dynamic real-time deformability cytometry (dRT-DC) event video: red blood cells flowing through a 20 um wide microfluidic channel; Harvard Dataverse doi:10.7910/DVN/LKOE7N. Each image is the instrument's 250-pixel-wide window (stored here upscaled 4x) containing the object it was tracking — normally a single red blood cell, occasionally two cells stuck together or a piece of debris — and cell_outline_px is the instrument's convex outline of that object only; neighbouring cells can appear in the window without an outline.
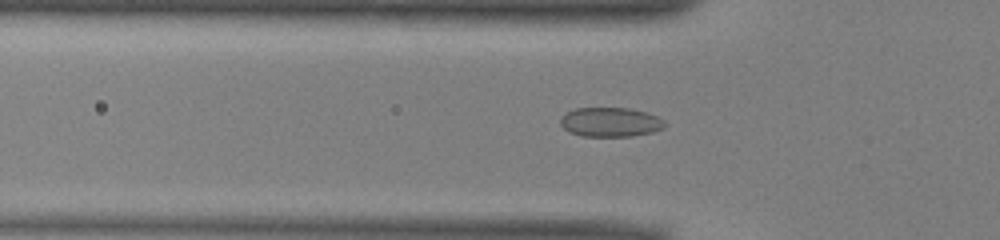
{"species": "common noctule bat (a hibernating species)", "species_latin": "Nyctalus noctula", "temperature_condition": "warm", "stored_images_in_passage": 45, "camera_frame_rate_fps": 3000, "um_per_image_px": 0.085, "animal": {"sex": "male", "body_mass_g": 13.0, "forearm_length_mm": 53.1}, "frame": {"image": 1, "passage_image": 15, "time_ms": 4.667, "image_size_px": [1000, 240], "cell_outline_px": [[664, 128], [652, 132], [632, 136], [580, 136], [568, 132], [560, 124], [560, 120], [568, 112], [576, 108], [628, 108], [644, 112], [656, 116], [664, 120]], "centroid_in_image_um": [51.87, 10.39], "position_along_channel_um": 73.9, "area_um2": 17.69}}
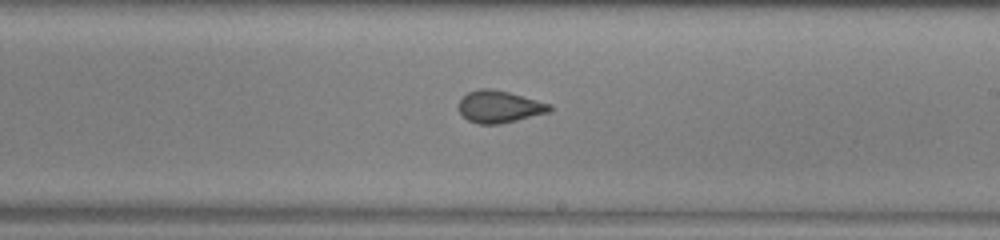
{"frame": {"image": 2, "passage_image": 28, "time_ms": 9.0, "image_size_px": [1000, 240], "cell_outline_px": [[552, 112], [500, 124], [480, 124], [468, 120], [456, 108], [456, 104], [468, 92], [480, 88], [492, 88], [508, 92], [552, 104]], "centroid_in_image_um": [42.45, 9.07], "position_along_channel_um": 246.6, "area_um2": 17.22}}
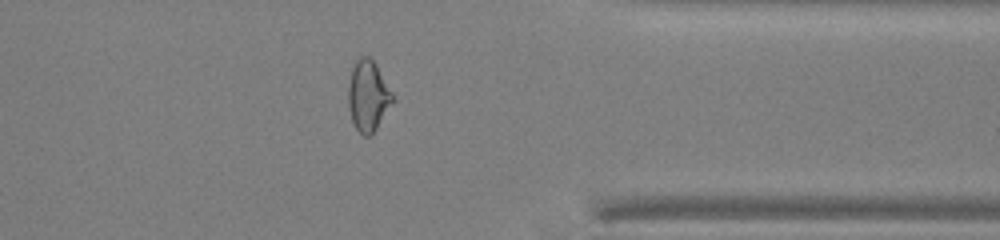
{"frame": {"image": 3, "passage_image": 39, "time_ms": 12.667, "image_size_px": [1000, 240], "cell_outline_px": [[396, 100], [372, 136], [364, 136], [356, 128], [352, 120], [348, 108], [348, 84], [352, 68], [356, 60], [360, 56], [368, 56], [376, 64], [396, 96]], "centroid_in_image_um": [31.33, 8.16], "position_along_channel_um": 380.1, "area_um2": 18.84}, "authors_computed_cell_mechanics": {"area_um2": 17.6868, "velocity_mm_per_s": 3.9738, "shape_relaxation_time_tau1_ms": null, "shape_relaxation_time_tau2_ms": 0.9265, "deformation_change_tau1": null, "deformation_change_tau2": 0.0509}}